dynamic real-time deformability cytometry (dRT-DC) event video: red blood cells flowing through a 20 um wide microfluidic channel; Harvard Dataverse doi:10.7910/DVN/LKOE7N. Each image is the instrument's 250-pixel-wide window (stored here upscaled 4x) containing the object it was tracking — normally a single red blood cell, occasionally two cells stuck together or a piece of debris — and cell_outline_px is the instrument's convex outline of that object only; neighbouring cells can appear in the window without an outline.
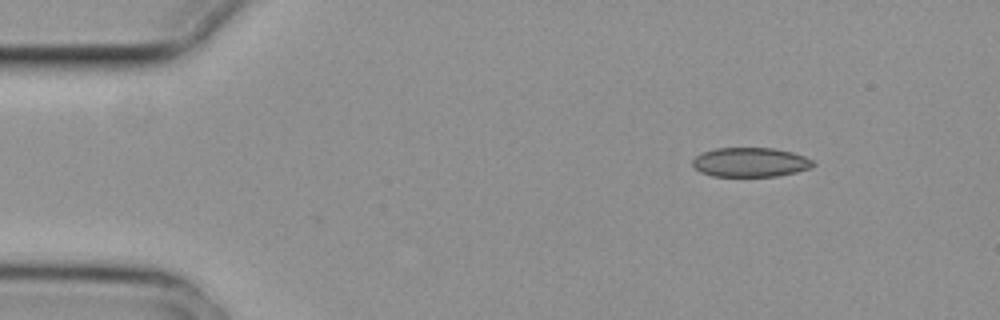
{"species": "common noctule bat (a hibernating species)", "species_latin": "Nyctalus noctula", "temperature_condition": "cold", "stored_images_in_passage": 8, "camera_frame_rate_fps": 3000, "um_per_image_px": 0.085, "animal": {"sex": "female", "body_mass_g": 29.2, "forearm_length_mm": 56.3}, "frame": {"image": 1, "passage_image": 1, "time_ms": 0.0, "image_size_px": [1000, 320], "cell_outline_px": [[816, 164], [812, 168], [796, 172], [776, 176], [712, 176], [700, 172], [692, 168], [692, 160], [696, 156], [704, 152], [716, 148], [772, 148], [792, 152], [804, 156], [812, 160]], "centroid_in_image_um": [63.77, 13.8], "position_along_channel_um": 21.2, "area_um2": 20.69}}
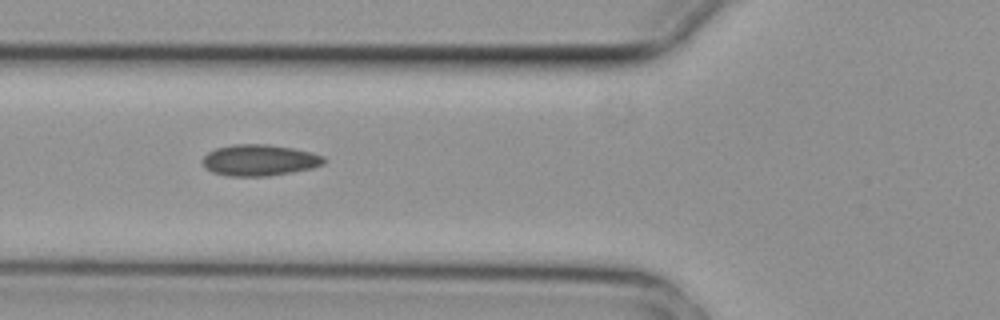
{"frame": {"image": 2, "passage_image": 4, "time_ms": 1.0, "image_size_px": [1000, 320], "cell_outline_px": [[324, 164], [312, 168], [292, 172], [268, 176], [228, 176], [212, 172], [204, 168], [200, 160], [208, 152], [216, 148], [232, 144], [264, 144], [292, 148], [312, 152], [324, 156]], "centroid_in_image_um": [22.01, 13.62], "position_along_channel_um": 103.8, "area_um2": 22.25}}
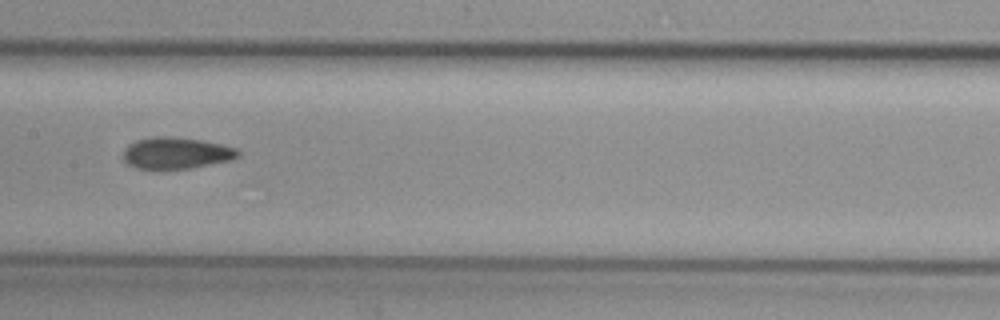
{"frame": {"image": 3, "passage_image": 6, "time_ms": 1.667, "image_size_px": [1000, 320], "cell_outline_px": [[240, 156], [232, 160], [192, 168], [156, 172], [152, 172], [136, 168], [128, 164], [124, 160], [124, 148], [128, 144], [136, 140], [156, 136], [168, 136], [200, 140], [220, 144], [236, 148], [240, 152]], "centroid_in_image_um": [14.94, 13.06], "position_along_channel_um": 192.5, "area_um2": 21.85}}